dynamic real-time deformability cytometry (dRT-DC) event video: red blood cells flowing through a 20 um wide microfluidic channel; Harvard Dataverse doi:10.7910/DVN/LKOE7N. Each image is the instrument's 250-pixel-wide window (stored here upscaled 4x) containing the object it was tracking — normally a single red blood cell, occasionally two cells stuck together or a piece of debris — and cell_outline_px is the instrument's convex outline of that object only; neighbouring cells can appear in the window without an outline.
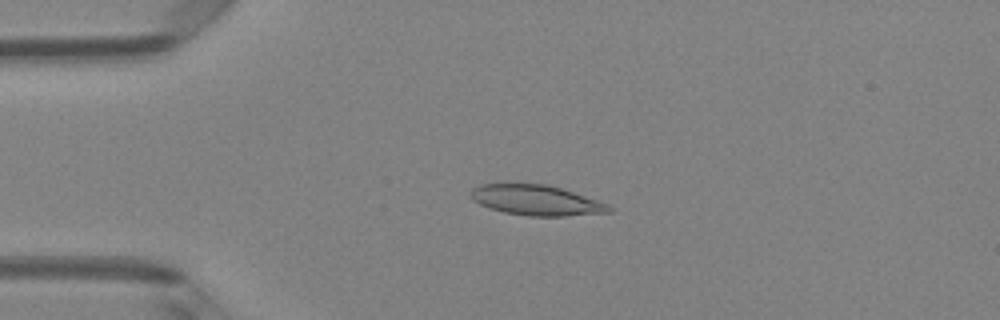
{"species": "Egyptian fruit bat (a non-hibernating species)", "species_latin": "Rousettus aegyptiacus", "temperature_condition": "room temperature", "stored_images_in_passage": 4, "camera_frame_rate_fps": 3000, "um_per_image_px": 0.085, "animal": {"sex": "female"}, "frame": {"image": 1, "passage_image": 3, "time_ms": 0.667, "image_size_px": [1000, 320], "cell_outline_px": [[612, 212], [564, 216], [528, 216], [504, 212], [488, 208], [472, 200], [468, 192], [472, 188], [480, 184], [504, 180], [512, 180], [548, 184], [608, 204], [612, 208]], "centroid_in_image_um": [45.44, 16.96], "position_along_channel_um": 39.6, "area_um2": 25.43}}